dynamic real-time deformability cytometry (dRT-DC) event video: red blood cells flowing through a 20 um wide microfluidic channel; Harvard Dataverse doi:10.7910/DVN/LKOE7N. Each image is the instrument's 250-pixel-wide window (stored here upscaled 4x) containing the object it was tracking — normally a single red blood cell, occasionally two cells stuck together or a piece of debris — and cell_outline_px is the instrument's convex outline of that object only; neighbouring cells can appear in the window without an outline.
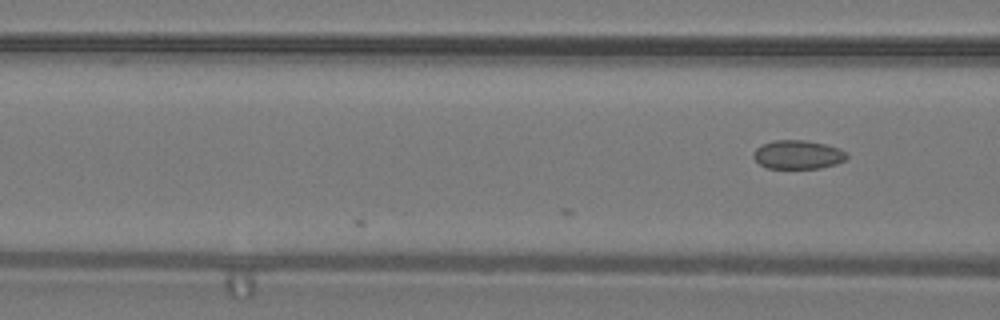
{"species": "common noctule bat (a hibernating species)", "species_latin": "Nyctalus noctula", "temperature_condition": "warm", "stored_images_in_passage": 3, "camera_frame_rate_fps": 3000, "um_per_image_px": 0.085, "animal": {"sex": "male", "body_mass_g": 19.2, "forearm_length_mm": 51.8}, "frame": {"image": 1, "passage_image": 3, "time_ms": 0.667, "image_size_px": [1000, 320], "cell_outline_px": [[848, 156], [844, 160], [836, 164], [820, 168], [768, 168], [760, 164], [752, 156], [752, 152], [760, 144], [772, 140], [804, 140], [824, 144], [840, 148], [848, 152]], "centroid_in_image_um": [67.81, 13.13], "position_along_channel_um": 98.8, "area_um2": 15.78}}